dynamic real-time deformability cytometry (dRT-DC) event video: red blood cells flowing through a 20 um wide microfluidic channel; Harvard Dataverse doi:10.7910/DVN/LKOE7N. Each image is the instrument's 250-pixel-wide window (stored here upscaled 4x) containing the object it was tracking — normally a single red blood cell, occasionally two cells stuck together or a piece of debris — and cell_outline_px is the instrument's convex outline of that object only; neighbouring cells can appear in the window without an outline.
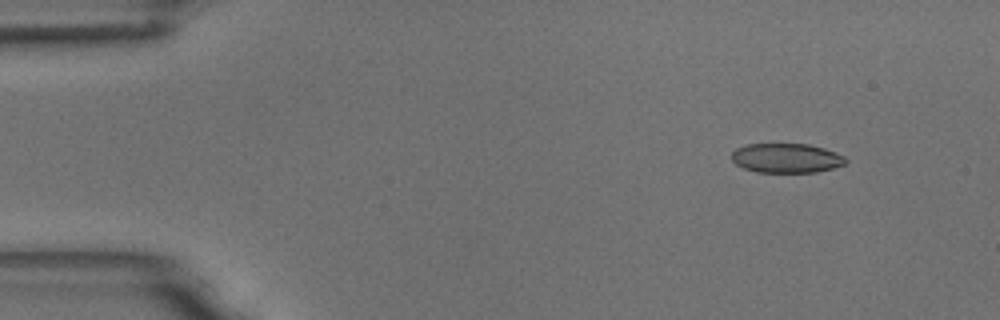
{"species": "common noctule bat (a hibernating species)", "species_latin": "Nyctalus noctula", "temperature_condition": "room temperature", "stored_images_in_passage": 4, "camera_frame_rate_fps": 3000, "um_per_image_px": 0.085, "animal": {"sex": "male", "body_mass_g": 18.8}, "frame": {"image": 1, "passage_image": 2, "time_ms": 1.333, "image_size_px": [1000, 320], "cell_outline_px": [[848, 160], [844, 164], [832, 168], [816, 172], [756, 172], [744, 168], [736, 164], [732, 160], [732, 152], [736, 148], [748, 144], [808, 144], [824, 148], [836, 152], [844, 156]], "centroid_in_image_um": [66.84, 13.43], "position_along_channel_um": 18.2, "area_um2": 19.54}}
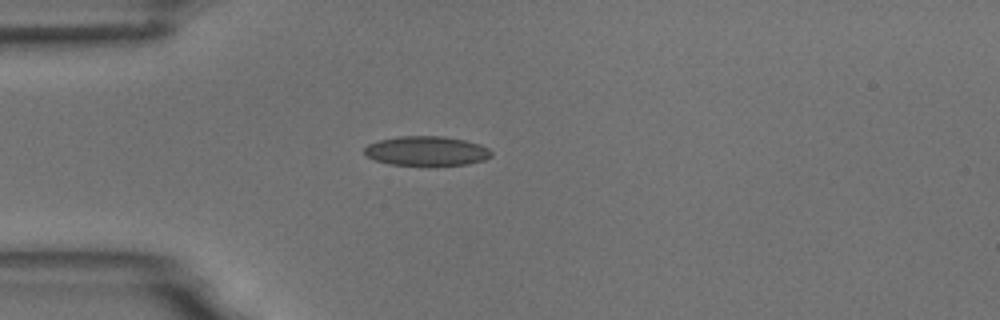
{"frame": {"image": 2, "passage_image": 4, "time_ms": 4.333, "image_size_px": [1000, 320], "cell_outline_px": [[492, 156], [484, 160], [468, 164], [428, 168], [392, 164], [376, 160], [368, 156], [364, 152], [364, 148], [368, 144], [380, 140], [400, 136], [444, 136], [464, 140], [480, 144], [488, 148], [492, 152]], "centroid_in_image_um": [36.3, 12.87], "position_along_channel_um": 48.7, "area_um2": 22.48}}